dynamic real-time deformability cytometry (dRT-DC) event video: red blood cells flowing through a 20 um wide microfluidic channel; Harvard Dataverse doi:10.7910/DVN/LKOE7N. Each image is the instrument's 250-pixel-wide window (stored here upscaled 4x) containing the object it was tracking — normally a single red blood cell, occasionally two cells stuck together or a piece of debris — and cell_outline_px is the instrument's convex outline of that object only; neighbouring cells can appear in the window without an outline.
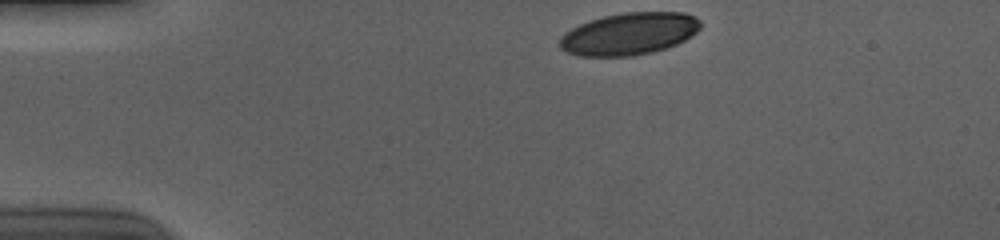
{"species": "human", "species_latin": "Homo sapiens", "temperature_condition": "cold", "stored_images_in_passage": 37, "camera_frame_rate_fps": 3000, "um_per_image_px": 0.085, "donor": {"sex": "male"}, "frame": {"image": 1, "passage_image": 1, "time_ms": 0.0, "image_size_px": [1000, 240], "cell_outline_px": [[700, 28], [696, 32], [684, 40], [676, 44], [652, 52], [632, 56], [580, 56], [568, 52], [560, 48], [560, 36], [564, 32], [580, 24], [604, 16], [624, 12], [684, 12], [696, 16], [700, 20]], "centroid_in_image_um": [53.48, 2.87], "position_along_channel_um": 31.5, "area_um2": 34.51}}
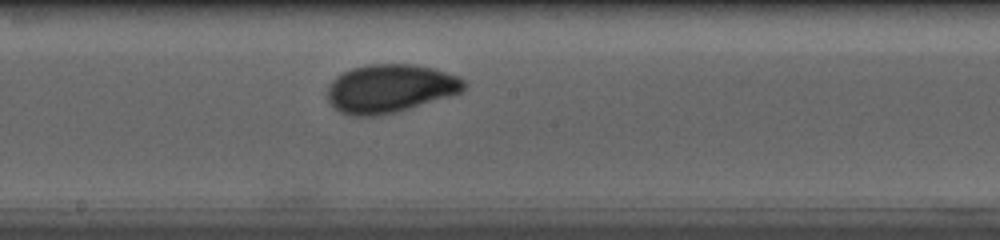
{"frame": {"image": 2, "passage_image": 21, "time_ms": 6.667, "image_size_px": [1000, 240], "cell_outline_px": [[468, 84], [460, 92], [448, 96], [396, 112], [376, 116], [352, 116], [340, 112], [332, 108], [328, 100], [328, 84], [336, 76], [352, 68], [368, 64], [412, 64], [432, 68], [460, 76]], "centroid_in_image_um": [33.12, 7.52], "position_along_channel_um": 215.1, "area_um2": 38.49}}
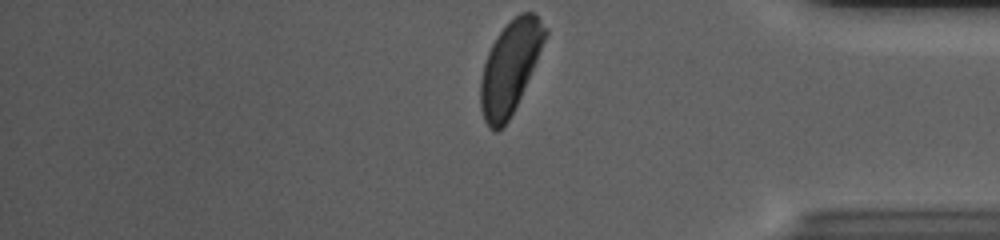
{"frame": {"image": 3, "passage_image": 37, "time_ms": 12.0, "image_size_px": [1000, 240], "cell_outline_px": [[548, 32], [536, 60], [520, 96], [504, 128], [496, 132], [488, 128], [484, 120], [480, 108], [480, 80], [484, 64], [488, 52], [496, 36], [520, 12], [536, 12], [548, 28]], "centroid_in_image_um": [43.34, 5.72], "position_along_channel_um": 391.9, "area_um2": 34.28}, "authors_computed_cell_mechanics": {"area_um2": 36.414, "velocity_mm_per_s": 3.6895, "shape_relaxation_time_tau1_ms": 4.6849, "shape_relaxation_time_tau2_ms": 1.0173, "deformation_change_tau1": 0.1703, "deformation_change_tau2": 0.0521}}